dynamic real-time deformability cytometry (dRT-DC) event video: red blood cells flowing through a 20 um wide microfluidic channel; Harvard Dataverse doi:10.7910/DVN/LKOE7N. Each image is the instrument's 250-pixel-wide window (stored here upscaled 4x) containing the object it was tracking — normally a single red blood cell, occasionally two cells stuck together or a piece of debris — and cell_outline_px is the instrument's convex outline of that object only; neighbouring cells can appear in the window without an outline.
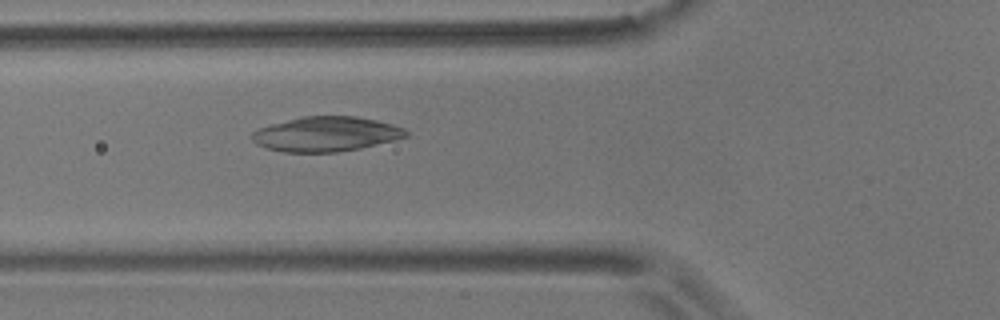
{"species": "common noctule bat (a hibernating species)", "species_latin": "Nyctalus noctula", "temperature_condition": "room temperature", "stored_images_in_passage": 3, "camera_frame_rate_fps": 3000, "um_per_image_px": 0.085, "animal": {"sex": "male", "body_mass_g": 17.9}, "frame": {"image": 1, "passage_image": 3, "time_ms": 2.667, "image_size_px": [1000, 320], "cell_outline_px": [[408, 136], [396, 140], [360, 148], [336, 152], [284, 152], [268, 148], [256, 144], [252, 140], [252, 132], [260, 128], [272, 124], [304, 116], [356, 116], [376, 120], [392, 124], [404, 128], [408, 132]], "centroid_in_image_um": [27.75, 11.4], "position_along_channel_um": 98.1, "area_um2": 31.04}}